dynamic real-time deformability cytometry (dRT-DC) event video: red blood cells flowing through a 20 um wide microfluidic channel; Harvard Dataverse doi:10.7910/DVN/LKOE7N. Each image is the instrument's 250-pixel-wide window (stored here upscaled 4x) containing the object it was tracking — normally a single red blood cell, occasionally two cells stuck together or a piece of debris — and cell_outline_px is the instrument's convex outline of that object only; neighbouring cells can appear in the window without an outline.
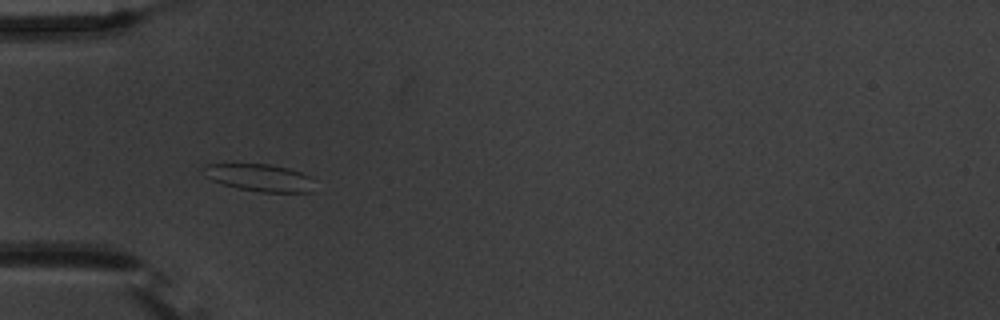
{"species": "common noctule bat (a hibernating species)", "species_latin": "Nyctalus noctula", "temperature_condition": "warm", "stored_images_in_passage": 39, "camera_frame_rate_fps": 3000, "um_per_image_px": 0.085, "animal": {"sex": "male", "body_mass_g": 20.1, "forearm_length_mm": 53.5}, "frame": {"image": 1, "passage_image": 1, "time_ms": 0.0, "image_size_px": [1000, 320], "cell_outline_px": [[316, 180], [312, 192], [260, 192], [236, 188], [212, 180], [204, 176], [200, 168], [208, 164], [268, 164], [288, 168], [312, 176]], "centroid_in_image_um": [22.09, 15.1], "position_along_channel_um": 62.9, "area_um2": 17.98}}
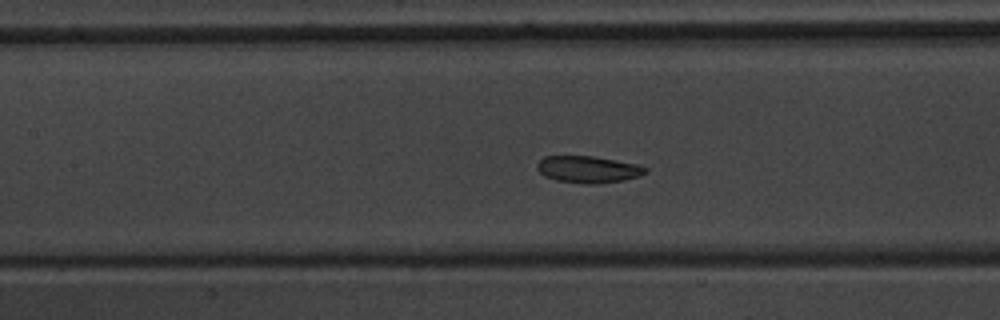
{"frame": {"image": 2, "passage_image": 9, "time_ms": 2.667, "image_size_px": [1000, 320], "cell_outline_px": [[648, 172], [624, 180], [596, 184], [584, 184], [556, 180], [544, 176], [536, 168], [536, 164], [544, 156], [592, 156], [636, 164], [648, 168]], "centroid_in_image_um": [49.96, 14.4], "position_along_channel_um": 157.4, "area_um2": 16.88}}
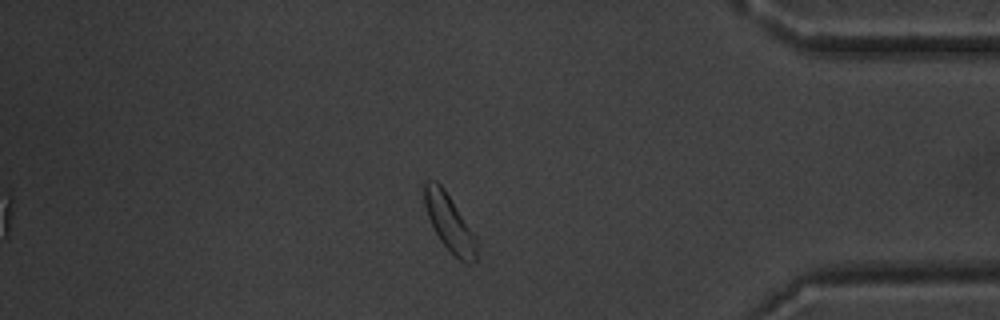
{"frame": {"image": 3, "passage_image": 31, "time_ms": 10.0, "image_size_px": [1000, 320], "cell_outline_px": [[476, 260], [472, 264], [464, 264], [440, 240], [428, 216], [424, 204], [424, 180], [436, 180], [444, 188], [476, 236]], "centroid_in_image_um": [38.2, 18.92], "position_along_channel_um": 397.0, "area_um2": 17.11}, "authors_computed_cell_mechanics": {"area_um2": 17.2244, "velocity_mm_per_s": 3.6372, "shape_relaxation_time_tau1_ms": 2.5699, "shape_relaxation_time_tau2_ms": 4.6982, "deformation_change_tau1": 0.065, "deformation_change_tau2": 0.1237}}